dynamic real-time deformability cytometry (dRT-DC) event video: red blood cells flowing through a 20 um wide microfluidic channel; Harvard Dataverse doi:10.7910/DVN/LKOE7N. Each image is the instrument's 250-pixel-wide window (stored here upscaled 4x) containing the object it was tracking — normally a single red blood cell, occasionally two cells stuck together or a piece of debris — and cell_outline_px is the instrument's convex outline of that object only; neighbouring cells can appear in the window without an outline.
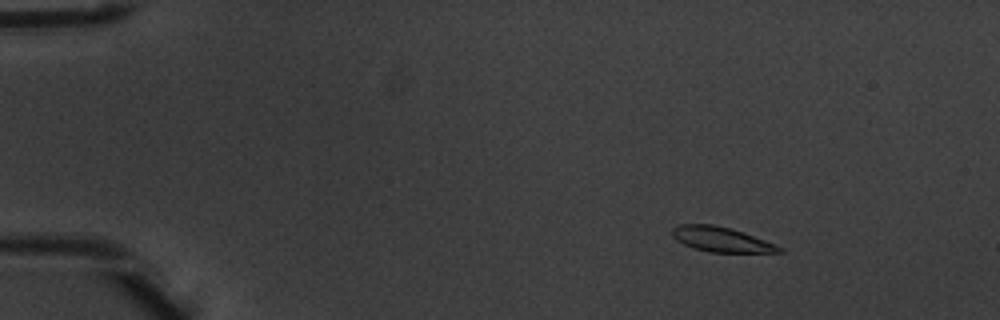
{"species": "common noctule bat (a hibernating species)", "species_latin": "Nyctalus noctula", "temperature_condition": "warm", "stored_images_in_passage": 6, "camera_frame_rate_fps": 3000, "um_per_image_px": 0.085, "animal": {"sex": "male", "body_mass_g": 20.1, "forearm_length_mm": 53.5}, "frame": {"image": 1, "passage_image": 3, "time_ms": 0.667, "image_size_px": [1000, 320], "cell_outline_px": [[784, 252], [708, 252], [692, 248], [676, 240], [672, 236], [672, 228], [680, 224], [712, 224], [732, 228], [744, 232], [784, 248]], "centroid_in_image_um": [61.28, 20.34], "position_along_channel_um": 23.7, "area_um2": 15.55}}
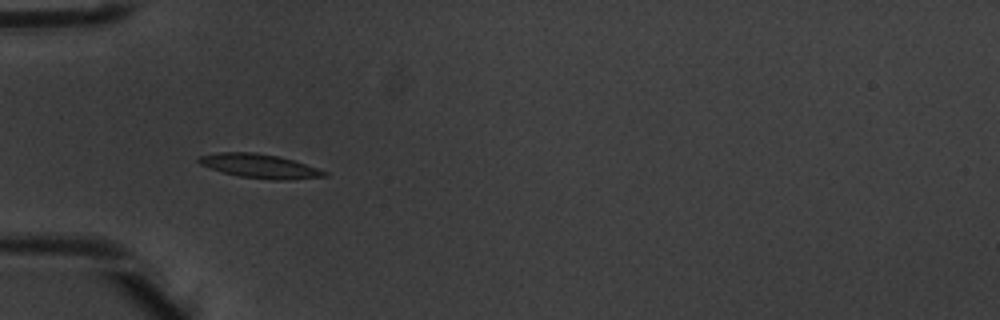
{"frame": {"image": 2, "passage_image": 5, "time_ms": 1.333, "image_size_px": [1000, 320], "cell_outline_px": [[328, 176], [288, 180], [272, 180], [240, 176], [224, 172], [200, 164], [196, 160], [200, 156], [220, 152], [256, 152], [276, 156], [292, 160], [328, 172]], "centroid_in_image_um": [22.08, 14.12], "position_along_channel_um": 62.9, "area_um2": 17.28}}